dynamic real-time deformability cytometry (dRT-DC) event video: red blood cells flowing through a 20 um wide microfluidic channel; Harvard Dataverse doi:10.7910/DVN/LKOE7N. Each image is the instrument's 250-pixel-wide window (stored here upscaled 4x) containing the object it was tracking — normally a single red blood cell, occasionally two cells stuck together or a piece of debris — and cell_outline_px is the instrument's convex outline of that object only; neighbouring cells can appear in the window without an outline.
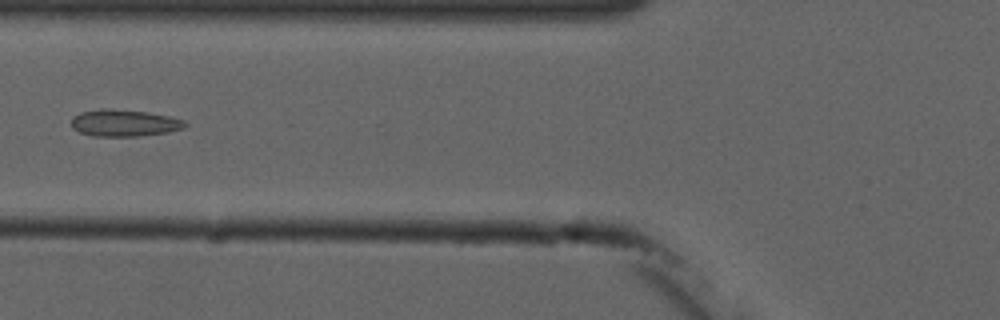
{"species": "common noctule bat (a hibernating species)", "species_latin": "Nyctalus noctula", "temperature_condition": "cold", "stored_images_in_passage": 7, "camera_frame_rate_fps": 3000, "um_per_image_px": 0.085, "animal": {"sex": "male", "forearm_length_mm": 52.5}, "frame": {"image": 1, "passage_image": 5, "time_ms": 5.667, "image_size_px": [1000, 320], "cell_outline_px": [[188, 124], [184, 128], [168, 132], [136, 136], [92, 136], [80, 132], [72, 128], [72, 116], [80, 112], [104, 108], [112, 108], [148, 112], [168, 116], [184, 120]], "centroid_in_image_um": [10.55, 10.44], "position_along_channel_um": 115.3, "area_um2": 17.86}}
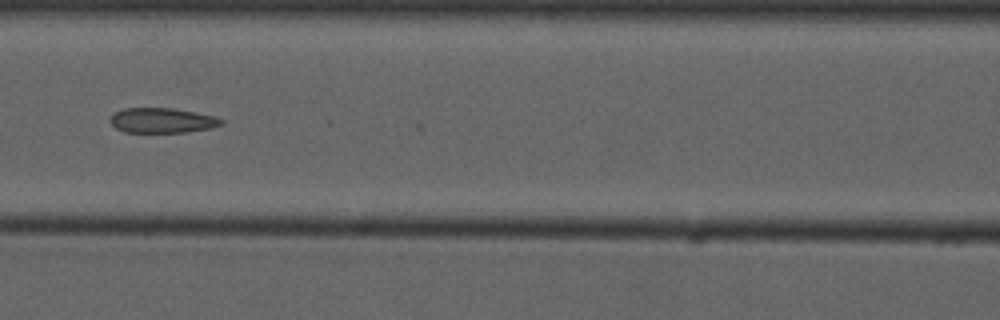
{"frame": {"image": 2, "passage_image": 6, "time_ms": 6.667, "image_size_px": [1000, 320], "cell_outline_px": [[224, 124], [212, 128], [184, 132], [124, 132], [116, 128], [108, 120], [116, 112], [124, 108], [172, 108], [196, 112], [216, 116], [224, 120]], "centroid_in_image_um": [13.82, 10.23], "position_along_channel_um": 152.8, "area_um2": 16.24}}